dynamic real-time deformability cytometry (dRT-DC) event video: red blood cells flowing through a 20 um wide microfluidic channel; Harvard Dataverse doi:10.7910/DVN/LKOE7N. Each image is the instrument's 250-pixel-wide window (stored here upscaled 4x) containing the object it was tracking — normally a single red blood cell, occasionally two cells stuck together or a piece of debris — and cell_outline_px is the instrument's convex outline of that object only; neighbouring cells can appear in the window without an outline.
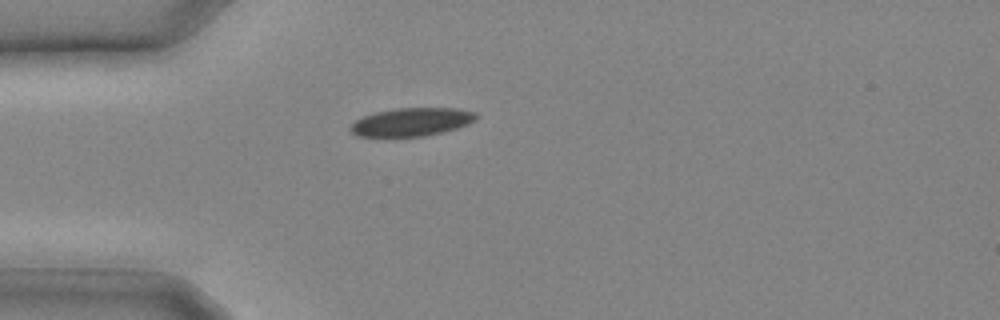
{"species": "common noctule bat (a hibernating species)", "species_latin": "Nyctalus noctula", "temperature_condition": "cold", "stored_images_in_passage": 12, "camera_frame_rate_fps": 3000, "um_per_image_px": 0.085, "animal": {"sex": "male", "body_mass_g": 20.4}, "frame": {"image": 1, "passage_image": 1, "time_ms": 0.0, "image_size_px": [1000, 320], "cell_outline_px": [[480, 116], [476, 120], [468, 124], [456, 128], [424, 136], [356, 136], [348, 128], [356, 120], [364, 116], [376, 112], [396, 108], [460, 108], [476, 112]], "centroid_in_image_um": [35.03, 10.35], "position_along_channel_um": 50.0, "area_um2": 20.63}}
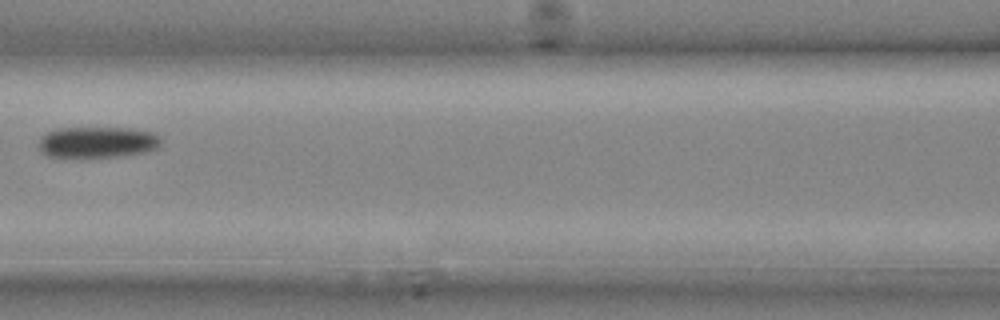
{"frame": {"image": 2, "passage_image": 6, "time_ms": 1.667, "image_size_px": [1000, 320], "cell_outline_px": [[164, 140], [156, 148], [144, 152], [120, 156], [48, 156], [40, 152], [40, 136], [56, 128], [128, 128], [152, 132], [160, 136]], "centroid_in_image_um": [8.3, 12.07], "position_along_channel_um": 158.3, "area_um2": 21.96}}
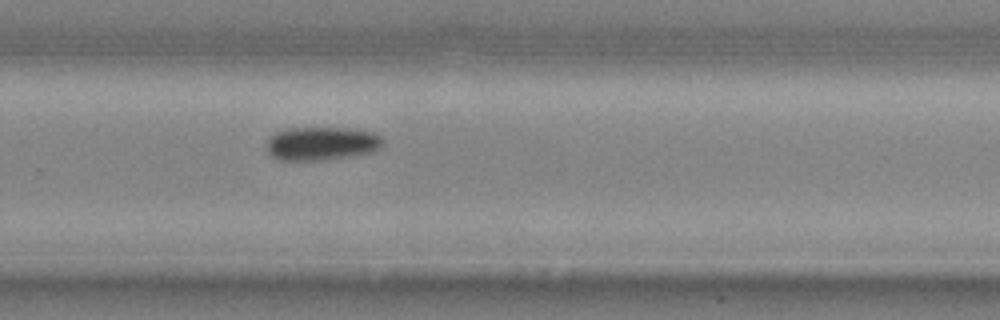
{"frame": {"image": 3, "passage_image": 12, "time_ms": 3.667, "image_size_px": [1000, 320], "cell_outline_px": [[384, 144], [380, 148], [372, 152], [328, 160], [280, 160], [272, 156], [268, 152], [268, 140], [276, 132], [288, 128], [344, 128], [376, 132], [384, 140]], "centroid_in_image_um": [27.39, 12.2], "position_along_channel_um": 302.4, "area_um2": 22.72}}